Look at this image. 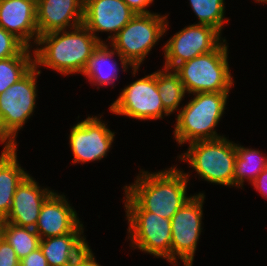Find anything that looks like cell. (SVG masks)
Returning <instances> with one entry per match:
<instances>
[{"label":"cell","mask_w":267,"mask_h":266,"mask_svg":"<svg viewBox=\"0 0 267 266\" xmlns=\"http://www.w3.org/2000/svg\"><path fill=\"white\" fill-rule=\"evenodd\" d=\"M204 193L194 194L171 218V264L192 266L194 254L203 230ZM178 258V259H177Z\"/></svg>","instance_id":"cell-8"},{"label":"cell","mask_w":267,"mask_h":266,"mask_svg":"<svg viewBox=\"0 0 267 266\" xmlns=\"http://www.w3.org/2000/svg\"><path fill=\"white\" fill-rule=\"evenodd\" d=\"M26 47L18 56L0 60V94L21 79L33 66L34 57Z\"/></svg>","instance_id":"cell-23"},{"label":"cell","mask_w":267,"mask_h":266,"mask_svg":"<svg viewBox=\"0 0 267 266\" xmlns=\"http://www.w3.org/2000/svg\"><path fill=\"white\" fill-rule=\"evenodd\" d=\"M221 35L214 27L198 23L182 28L162 48L164 68L174 70L186 61L215 50L224 41Z\"/></svg>","instance_id":"cell-11"},{"label":"cell","mask_w":267,"mask_h":266,"mask_svg":"<svg viewBox=\"0 0 267 266\" xmlns=\"http://www.w3.org/2000/svg\"><path fill=\"white\" fill-rule=\"evenodd\" d=\"M3 224H4V219L0 217V239L2 238Z\"/></svg>","instance_id":"cell-32"},{"label":"cell","mask_w":267,"mask_h":266,"mask_svg":"<svg viewBox=\"0 0 267 266\" xmlns=\"http://www.w3.org/2000/svg\"><path fill=\"white\" fill-rule=\"evenodd\" d=\"M41 70L33 66L21 79L0 94V143L18 146L16 136L36 107L37 78Z\"/></svg>","instance_id":"cell-6"},{"label":"cell","mask_w":267,"mask_h":266,"mask_svg":"<svg viewBox=\"0 0 267 266\" xmlns=\"http://www.w3.org/2000/svg\"><path fill=\"white\" fill-rule=\"evenodd\" d=\"M17 146H4L0 155V217L10 213L17 186L29 174L17 160Z\"/></svg>","instance_id":"cell-19"},{"label":"cell","mask_w":267,"mask_h":266,"mask_svg":"<svg viewBox=\"0 0 267 266\" xmlns=\"http://www.w3.org/2000/svg\"><path fill=\"white\" fill-rule=\"evenodd\" d=\"M110 112L136 120L163 119L170 113L164 108L157 88V71L127 85L111 103Z\"/></svg>","instance_id":"cell-9"},{"label":"cell","mask_w":267,"mask_h":266,"mask_svg":"<svg viewBox=\"0 0 267 266\" xmlns=\"http://www.w3.org/2000/svg\"><path fill=\"white\" fill-rule=\"evenodd\" d=\"M20 266H49L40 247L20 260Z\"/></svg>","instance_id":"cell-28"},{"label":"cell","mask_w":267,"mask_h":266,"mask_svg":"<svg viewBox=\"0 0 267 266\" xmlns=\"http://www.w3.org/2000/svg\"><path fill=\"white\" fill-rule=\"evenodd\" d=\"M83 233H68L40 239L39 247L49 266H71L73 260L88 245Z\"/></svg>","instance_id":"cell-20"},{"label":"cell","mask_w":267,"mask_h":266,"mask_svg":"<svg viewBox=\"0 0 267 266\" xmlns=\"http://www.w3.org/2000/svg\"><path fill=\"white\" fill-rule=\"evenodd\" d=\"M224 0H189L190 7L199 19L198 24L209 25L222 33L225 19Z\"/></svg>","instance_id":"cell-25"},{"label":"cell","mask_w":267,"mask_h":266,"mask_svg":"<svg viewBox=\"0 0 267 266\" xmlns=\"http://www.w3.org/2000/svg\"><path fill=\"white\" fill-rule=\"evenodd\" d=\"M64 194L53 192L43 203L34 228L40 239L84 233V226Z\"/></svg>","instance_id":"cell-14"},{"label":"cell","mask_w":267,"mask_h":266,"mask_svg":"<svg viewBox=\"0 0 267 266\" xmlns=\"http://www.w3.org/2000/svg\"><path fill=\"white\" fill-rule=\"evenodd\" d=\"M101 117L88 116L75 124L70 131L69 147L73 154L72 163L101 160L112 147L115 132H112ZM105 122V123H104Z\"/></svg>","instance_id":"cell-12"},{"label":"cell","mask_w":267,"mask_h":266,"mask_svg":"<svg viewBox=\"0 0 267 266\" xmlns=\"http://www.w3.org/2000/svg\"><path fill=\"white\" fill-rule=\"evenodd\" d=\"M109 45L105 42L100 44L99 47L93 52L89 63L83 73L84 76L92 85L98 86H110L114 88L115 80L118 78V64L113 58L114 55L119 57L121 67L125 72L130 67L133 71V76L135 77L139 68H132L113 48H110ZM113 59V60H112Z\"/></svg>","instance_id":"cell-18"},{"label":"cell","mask_w":267,"mask_h":266,"mask_svg":"<svg viewBox=\"0 0 267 266\" xmlns=\"http://www.w3.org/2000/svg\"><path fill=\"white\" fill-rule=\"evenodd\" d=\"M226 39L213 51L178 65L179 75L188 94L230 92L234 79L228 64Z\"/></svg>","instance_id":"cell-4"},{"label":"cell","mask_w":267,"mask_h":266,"mask_svg":"<svg viewBox=\"0 0 267 266\" xmlns=\"http://www.w3.org/2000/svg\"><path fill=\"white\" fill-rule=\"evenodd\" d=\"M189 177L176 166L154 173L140 170L134 183L124 186L125 212H152L171 220L192 197L187 196Z\"/></svg>","instance_id":"cell-1"},{"label":"cell","mask_w":267,"mask_h":266,"mask_svg":"<svg viewBox=\"0 0 267 266\" xmlns=\"http://www.w3.org/2000/svg\"><path fill=\"white\" fill-rule=\"evenodd\" d=\"M136 14L153 13L147 9L154 0H123Z\"/></svg>","instance_id":"cell-30"},{"label":"cell","mask_w":267,"mask_h":266,"mask_svg":"<svg viewBox=\"0 0 267 266\" xmlns=\"http://www.w3.org/2000/svg\"><path fill=\"white\" fill-rule=\"evenodd\" d=\"M83 18L84 0H36L39 36L76 28L83 24Z\"/></svg>","instance_id":"cell-15"},{"label":"cell","mask_w":267,"mask_h":266,"mask_svg":"<svg viewBox=\"0 0 267 266\" xmlns=\"http://www.w3.org/2000/svg\"><path fill=\"white\" fill-rule=\"evenodd\" d=\"M167 15L158 13L135 16L109 41L112 47L132 68L141 63L168 29ZM111 42V43H110Z\"/></svg>","instance_id":"cell-7"},{"label":"cell","mask_w":267,"mask_h":266,"mask_svg":"<svg viewBox=\"0 0 267 266\" xmlns=\"http://www.w3.org/2000/svg\"><path fill=\"white\" fill-rule=\"evenodd\" d=\"M27 46L0 26V60L18 56Z\"/></svg>","instance_id":"cell-26"},{"label":"cell","mask_w":267,"mask_h":266,"mask_svg":"<svg viewBox=\"0 0 267 266\" xmlns=\"http://www.w3.org/2000/svg\"><path fill=\"white\" fill-rule=\"evenodd\" d=\"M256 2H259V3H266L267 4V0H254Z\"/></svg>","instance_id":"cell-33"},{"label":"cell","mask_w":267,"mask_h":266,"mask_svg":"<svg viewBox=\"0 0 267 266\" xmlns=\"http://www.w3.org/2000/svg\"><path fill=\"white\" fill-rule=\"evenodd\" d=\"M230 92L194 93L178 112L174 128V140L179 145L200 140H213L224 137L216 130L224 114Z\"/></svg>","instance_id":"cell-3"},{"label":"cell","mask_w":267,"mask_h":266,"mask_svg":"<svg viewBox=\"0 0 267 266\" xmlns=\"http://www.w3.org/2000/svg\"><path fill=\"white\" fill-rule=\"evenodd\" d=\"M0 26L14 34L27 47L32 48L31 43L35 46L39 37L36 0H1Z\"/></svg>","instance_id":"cell-17"},{"label":"cell","mask_w":267,"mask_h":266,"mask_svg":"<svg viewBox=\"0 0 267 266\" xmlns=\"http://www.w3.org/2000/svg\"><path fill=\"white\" fill-rule=\"evenodd\" d=\"M38 184L30 174L22 180L17 186L10 213L4 222L35 228L44 201L54 192V190L42 188Z\"/></svg>","instance_id":"cell-16"},{"label":"cell","mask_w":267,"mask_h":266,"mask_svg":"<svg viewBox=\"0 0 267 266\" xmlns=\"http://www.w3.org/2000/svg\"><path fill=\"white\" fill-rule=\"evenodd\" d=\"M236 152L234 186L241 188L246 179L252 183L267 167V156L262 155L260 150L245 148L237 143Z\"/></svg>","instance_id":"cell-21"},{"label":"cell","mask_w":267,"mask_h":266,"mask_svg":"<svg viewBox=\"0 0 267 266\" xmlns=\"http://www.w3.org/2000/svg\"><path fill=\"white\" fill-rule=\"evenodd\" d=\"M251 185L254 186L262 197L267 199V167L259 173Z\"/></svg>","instance_id":"cell-31"},{"label":"cell","mask_w":267,"mask_h":266,"mask_svg":"<svg viewBox=\"0 0 267 266\" xmlns=\"http://www.w3.org/2000/svg\"><path fill=\"white\" fill-rule=\"evenodd\" d=\"M126 218L132 248L171 264V220L152 212H126Z\"/></svg>","instance_id":"cell-10"},{"label":"cell","mask_w":267,"mask_h":266,"mask_svg":"<svg viewBox=\"0 0 267 266\" xmlns=\"http://www.w3.org/2000/svg\"><path fill=\"white\" fill-rule=\"evenodd\" d=\"M135 14L123 0H84L83 25L104 44L96 32H107L106 42L112 40Z\"/></svg>","instance_id":"cell-13"},{"label":"cell","mask_w":267,"mask_h":266,"mask_svg":"<svg viewBox=\"0 0 267 266\" xmlns=\"http://www.w3.org/2000/svg\"><path fill=\"white\" fill-rule=\"evenodd\" d=\"M2 237L14 248L21 260L39 247L40 238L34 229L4 222Z\"/></svg>","instance_id":"cell-24"},{"label":"cell","mask_w":267,"mask_h":266,"mask_svg":"<svg viewBox=\"0 0 267 266\" xmlns=\"http://www.w3.org/2000/svg\"><path fill=\"white\" fill-rule=\"evenodd\" d=\"M0 266H20L14 248L3 237L0 239Z\"/></svg>","instance_id":"cell-27"},{"label":"cell","mask_w":267,"mask_h":266,"mask_svg":"<svg viewBox=\"0 0 267 266\" xmlns=\"http://www.w3.org/2000/svg\"><path fill=\"white\" fill-rule=\"evenodd\" d=\"M236 157V143L225 136L189 143L187 151L179 155L201 179L228 187H234Z\"/></svg>","instance_id":"cell-5"},{"label":"cell","mask_w":267,"mask_h":266,"mask_svg":"<svg viewBox=\"0 0 267 266\" xmlns=\"http://www.w3.org/2000/svg\"><path fill=\"white\" fill-rule=\"evenodd\" d=\"M71 266H101L97 263L94 253L87 245L83 251L73 260Z\"/></svg>","instance_id":"cell-29"},{"label":"cell","mask_w":267,"mask_h":266,"mask_svg":"<svg viewBox=\"0 0 267 266\" xmlns=\"http://www.w3.org/2000/svg\"><path fill=\"white\" fill-rule=\"evenodd\" d=\"M157 88L164 108L171 114L179 110L186 90L179 75L171 69L157 70Z\"/></svg>","instance_id":"cell-22"},{"label":"cell","mask_w":267,"mask_h":266,"mask_svg":"<svg viewBox=\"0 0 267 266\" xmlns=\"http://www.w3.org/2000/svg\"><path fill=\"white\" fill-rule=\"evenodd\" d=\"M100 44L83 24L69 31L45 33L38 37L36 49L33 50L34 66H45L62 75H83L89 59Z\"/></svg>","instance_id":"cell-2"}]
</instances>
